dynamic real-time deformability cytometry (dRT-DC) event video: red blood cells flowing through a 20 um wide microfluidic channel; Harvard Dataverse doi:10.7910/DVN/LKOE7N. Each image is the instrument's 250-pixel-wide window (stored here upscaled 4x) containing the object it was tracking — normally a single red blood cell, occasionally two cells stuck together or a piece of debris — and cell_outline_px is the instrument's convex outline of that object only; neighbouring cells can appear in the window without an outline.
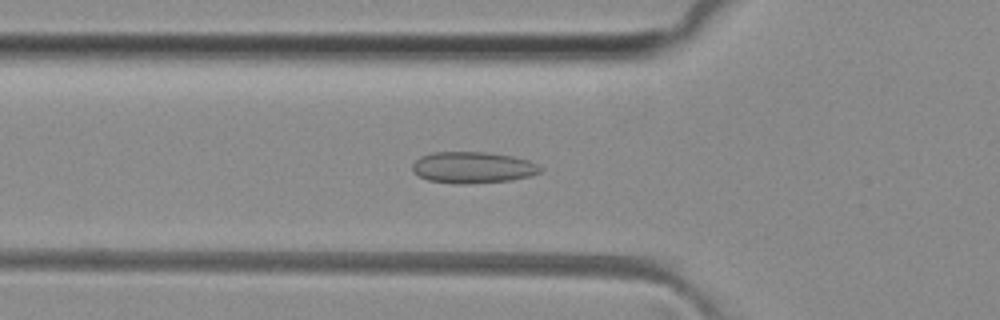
{"species": "common noctule bat (a hibernating species)", "species_latin": "Nyctalus noctula", "temperature_condition": "room temperature", "stored_images_in_passage": 39, "camera_frame_rate_fps": 3000, "um_per_image_px": 0.085, "animal": {"sex": "female", "body_mass_g": 29.2, "forearm_length_mm": 56.3}, "frame": {"image": 1, "passage_image": 11, "time_ms": 3.333, "image_size_px": [1000, 320], "cell_outline_px": [[544, 168], [540, 172], [528, 176], [512, 180], [468, 184], [456, 184], [428, 180], [412, 172], [412, 164], [420, 156], [432, 152], [488, 152], [512, 156], [528, 160]], "centroid_in_image_um": [40.17, 14.23], "position_along_channel_um": 85.6, "area_um2": 23.52}}
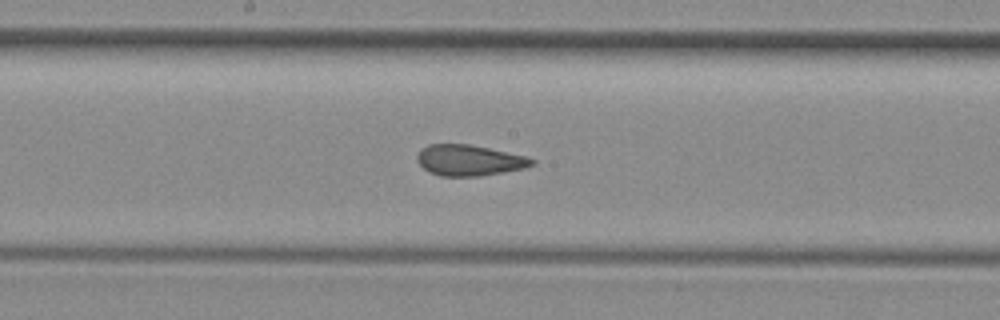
{"frame": {"image": 2, "passage_image": 20, "time_ms": 6.333, "image_size_px": [1000, 320], "cell_outline_px": [[536, 164], [524, 168], [504, 172], [480, 176], [440, 176], [424, 168], [416, 160], [416, 156], [420, 148], [428, 144], [468, 144], [528, 156], [536, 160]], "centroid_in_image_um": [39.9, 13.62], "position_along_channel_um": 208.3, "area_um2": 20.75}}
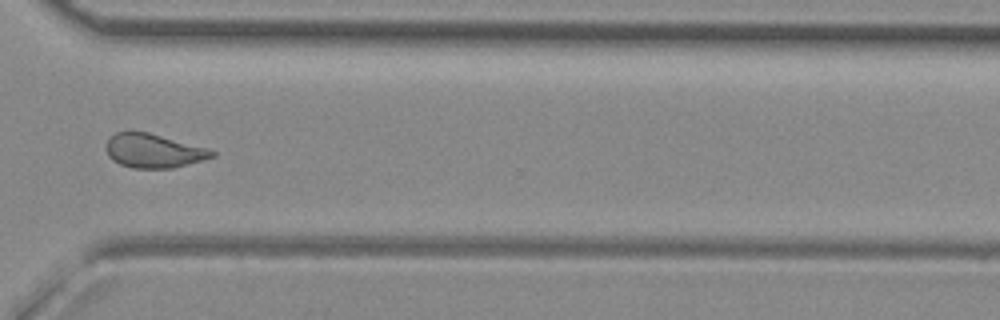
{"frame": {"image": 3, "passage_image": 31, "time_ms": 10.0, "image_size_px": [1000, 320], "cell_outline_px": [[216, 156], [188, 164], [172, 168], [132, 168], [120, 164], [112, 160], [108, 156], [104, 144], [116, 132], [148, 132], [208, 148], [216, 152]], "centroid_in_image_um": [13.04, 12.82], "position_along_channel_um": 357.6, "area_um2": 20.92}, "authors_computed_cell_mechanics": {"area_um2": 21.5016, "velocity_mm_per_s": 4.0781, "shape_relaxation_time_tau1_ms": null, "shape_relaxation_time_tau2_ms": 1.1673, "deformation_change_tau1": null, "deformation_change_tau2": 0.088}}